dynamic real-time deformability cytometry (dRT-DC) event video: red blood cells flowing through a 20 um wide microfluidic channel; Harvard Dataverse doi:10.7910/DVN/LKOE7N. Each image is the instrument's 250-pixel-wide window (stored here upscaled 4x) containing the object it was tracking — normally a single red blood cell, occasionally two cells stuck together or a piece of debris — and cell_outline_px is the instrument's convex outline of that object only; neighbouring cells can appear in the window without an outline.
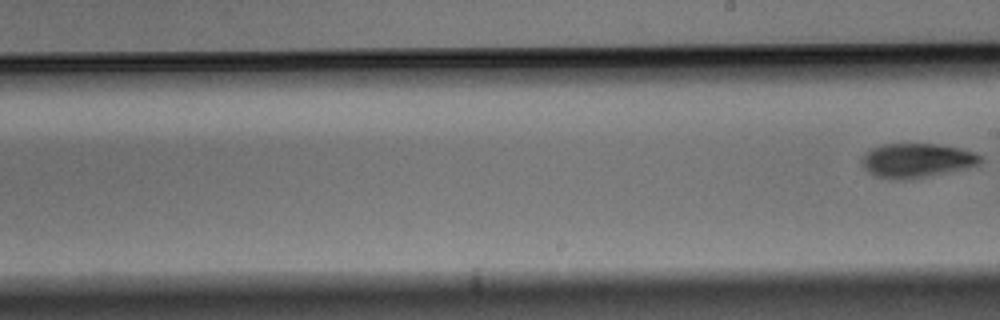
{"species": "Egyptian fruit bat (a non-hibernating species)", "species_latin": "Rousettus aegyptiacus", "temperature_condition": "warm", "stored_images_in_passage": 10, "segment_of_instrument_passage": [2, 2], "camera_frame_rate_fps": 3000, "um_per_image_px": 0.085, "animal": {"sex": "male"}, "frame": {"image": 1, "passage_image": 10, "time_ms": 3.0, "image_size_px": [1000, 320], "cell_outline_px": [[984, 160], [980, 164], [968, 168], [908, 180], [896, 180], [876, 176], [868, 172], [860, 164], [860, 160], [864, 152], [880, 144], [936, 144], [960, 148], [972, 152], [980, 156]], "centroid_in_image_um": [77.88, 13.64], "position_along_channel_um": 211.1, "area_um2": 23.93}}